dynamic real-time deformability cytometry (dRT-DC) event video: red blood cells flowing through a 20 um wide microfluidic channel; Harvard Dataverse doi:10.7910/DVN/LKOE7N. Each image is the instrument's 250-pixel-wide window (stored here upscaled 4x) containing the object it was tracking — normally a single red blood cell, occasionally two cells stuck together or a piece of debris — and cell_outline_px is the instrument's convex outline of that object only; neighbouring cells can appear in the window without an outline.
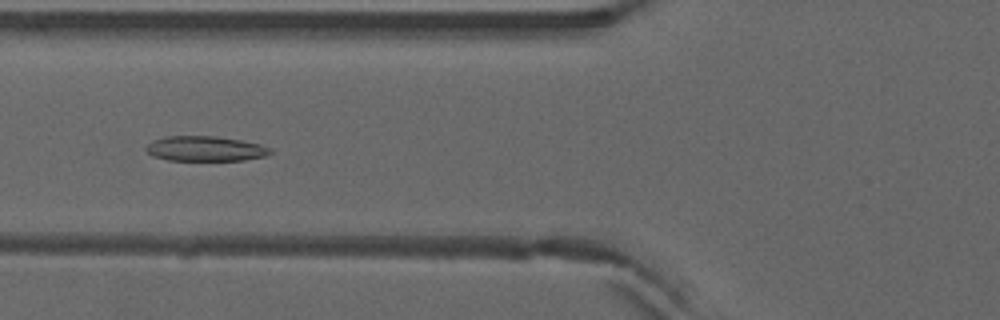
{"species": "common noctule bat (a hibernating species)", "species_latin": "Nyctalus noctula", "temperature_condition": "warm", "stored_images_in_passage": 6, "camera_frame_rate_fps": 3000, "um_per_image_px": 0.085, "animal": {"sex": "male", "forearm_length_mm": 52.5}, "frame": {"image": 1, "passage_image": 5, "time_ms": 1.333, "image_size_px": [1000, 320], "cell_outline_px": [[272, 152], [264, 156], [244, 160], [168, 160], [152, 156], [144, 148], [152, 140], [164, 136], [216, 136], [240, 140], [260, 144], [272, 148]], "centroid_in_image_um": [17.42, 12.63], "position_along_channel_um": 108.4, "area_um2": 18.15}}
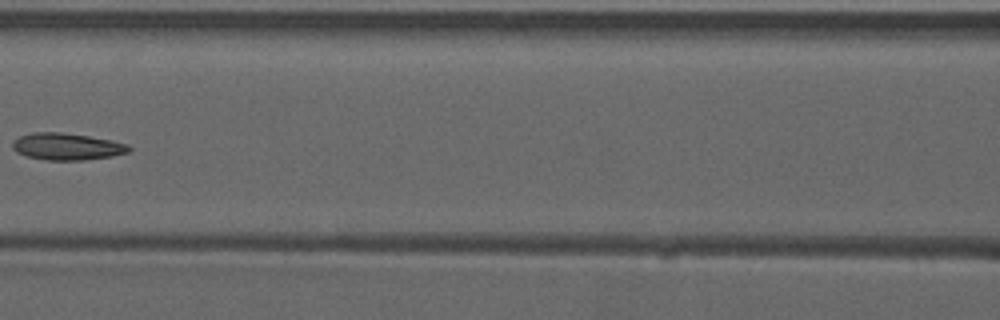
{"frame": {"image": 2, "passage_image": 6, "time_ms": 1.667, "image_size_px": [1000, 320], "cell_outline_px": [[132, 148], [128, 152], [112, 156], [84, 160], [44, 160], [28, 156], [16, 152], [12, 148], [12, 140], [20, 136], [32, 132], [60, 132], [88, 136], [112, 140], [128, 144]], "centroid_in_image_um": [5.67, 12.45], "position_along_channel_um": 160.9, "area_um2": 18.32}}